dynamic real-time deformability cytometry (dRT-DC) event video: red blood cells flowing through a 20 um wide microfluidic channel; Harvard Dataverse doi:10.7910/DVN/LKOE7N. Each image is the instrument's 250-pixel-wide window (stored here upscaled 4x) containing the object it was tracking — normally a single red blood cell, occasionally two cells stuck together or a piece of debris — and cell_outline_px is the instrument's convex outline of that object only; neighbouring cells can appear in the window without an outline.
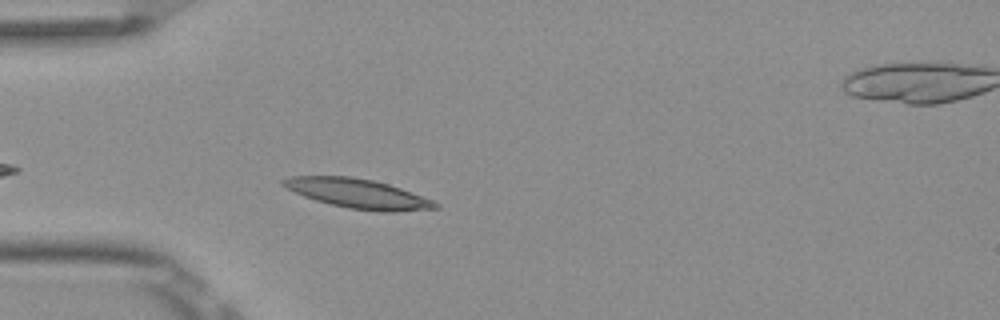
{"species": "Egyptian fruit bat (a non-hibernating species)", "species_latin": "Rousettus aegyptiacus", "temperature_condition": "room temperature", "stored_images_in_passage": 3, "camera_frame_rate_fps": 3000, "um_per_image_px": 0.085, "frame": {"image": 1, "passage_image": 2, "time_ms": 0.333, "image_size_px": [1000, 320], "cell_outline_px": [[440, 208], [396, 212], [384, 212], [348, 208], [316, 200], [304, 196], [280, 184], [280, 180], [292, 176], [352, 176], [372, 180], [388, 184], [400, 188], [432, 200], [440, 204]], "centroid_in_image_um": [30.44, 16.45], "position_along_channel_um": 54.6, "area_um2": 25.89}}